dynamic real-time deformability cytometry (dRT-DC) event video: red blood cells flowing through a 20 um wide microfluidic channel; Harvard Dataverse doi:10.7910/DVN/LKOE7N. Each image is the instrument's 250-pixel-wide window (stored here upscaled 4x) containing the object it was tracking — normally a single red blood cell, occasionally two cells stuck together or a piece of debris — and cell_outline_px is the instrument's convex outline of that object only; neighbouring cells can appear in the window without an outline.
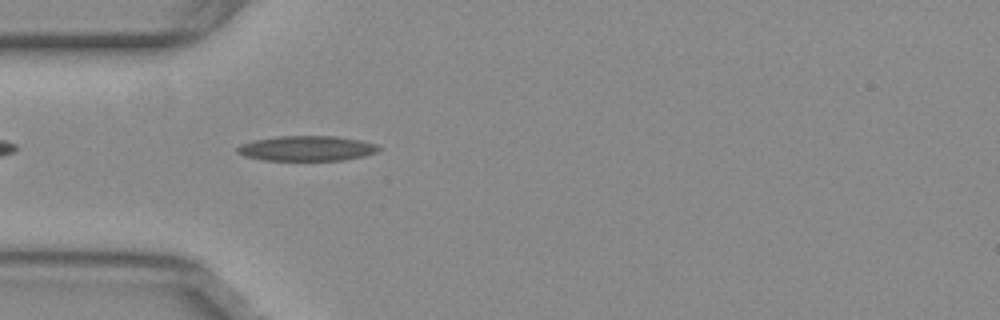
{"species": "common noctule bat (a hibernating species)", "species_latin": "Nyctalus noctula", "temperature_condition": "warm", "stored_images_in_passage": 39, "camera_frame_rate_fps": 3000, "um_per_image_px": 0.085, "animal": {"sex": "female", "body_mass_g": 29.2, "forearm_length_mm": 56.3}, "frame": {"image": 1, "passage_image": 3, "time_ms": 0.667, "image_size_px": [1000, 320], "cell_outline_px": [[380, 148], [376, 152], [364, 156], [344, 160], [264, 160], [244, 156], [236, 152], [236, 148], [240, 144], [252, 140], [276, 136], [336, 136], [360, 140], [376, 144]], "centroid_in_image_um": [26.04, 12.61], "position_along_channel_um": 59.0, "area_um2": 20.75}}
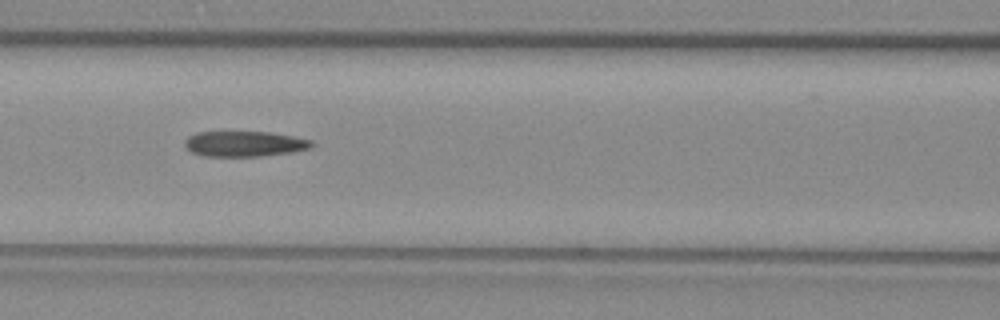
{"frame": {"image": 2, "passage_image": 10, "time_ms": 3.0, "image_size_px": [1000, 320], "cell_outline_px": [[316, 144], [308, 148], [288, 152], [260, 156], [204, 156], [192, 152], [184, 144], [184, 140], [188, 136], [196, 132], [272, 132], [312, 140]], "centroid_in_image_um": [20.76, 12.21], "position_along_channel_um": 145.8, "area_um2": 18.67}}
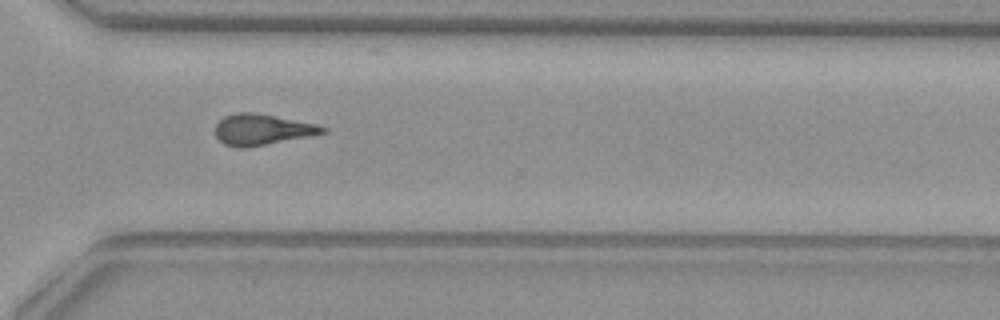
{"frame": {"image": 3, "passage_image": 26, "time_ms": 8.333, "image_size_px": [1000, 320], "cell_outline_px": [[328, 132], [308, 136], [244, 148], [240, 148], [224, 144], [216, 136], [216, 124], [224, 116], [236, 112], [256, 112], [316, 124], [328, 128]], "centroid_in_image_um": [22.27, 11.0], "position_along_channel_um": 348.3, "area_um2": 19.19}, "authors_computed_cell_mechanics": {"area_um2": 19.3052, "velocity_mm_per_s": 3.8049, "shape_relaxation_time_tau1_ms": null, "shape_relaxation_time_tau2_ms": 3.9876, "deformation_change_tau1": null, "deformation_change_tau2": 0.1561}}